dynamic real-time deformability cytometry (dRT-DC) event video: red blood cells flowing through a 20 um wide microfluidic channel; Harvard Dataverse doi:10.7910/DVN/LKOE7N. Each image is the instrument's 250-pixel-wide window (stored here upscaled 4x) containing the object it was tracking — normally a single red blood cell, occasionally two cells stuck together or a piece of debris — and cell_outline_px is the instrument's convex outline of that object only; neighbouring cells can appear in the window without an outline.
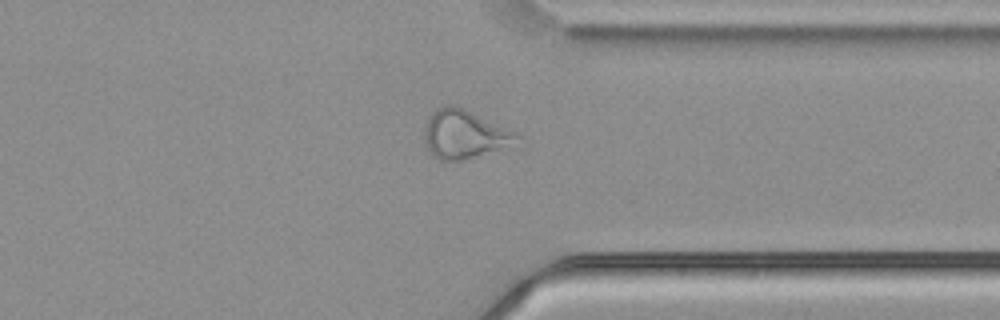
{"species": "common noctule bat (a hibernating species)", "species_latin": "Nyctalus noctula", "temperature_condition": "cold", "stored_images_in_passage": 54, "camera_frame_rate_fps": 3000, "um_per_image_px": 0.085, "animal": {"sex": "male", "body_mass_g": 21.5, "forearm_length_mm": 52.0}, "frame": {"image": 1, "passage_image": 42, "time_ms": 13.667, "image_size_px": [1000, 320], "cell_outline_px": [[524, 148], [460, 160], [440, 160], [432, 156], [424, 140], [424, 124], [428, 116], [436, 108], [444, 104], [456, 104], [520, 136]], "centroid_in_image_um": [39.57, 11.46], "position_along_channel_um": 371.8, "area_um2": 27.34}}
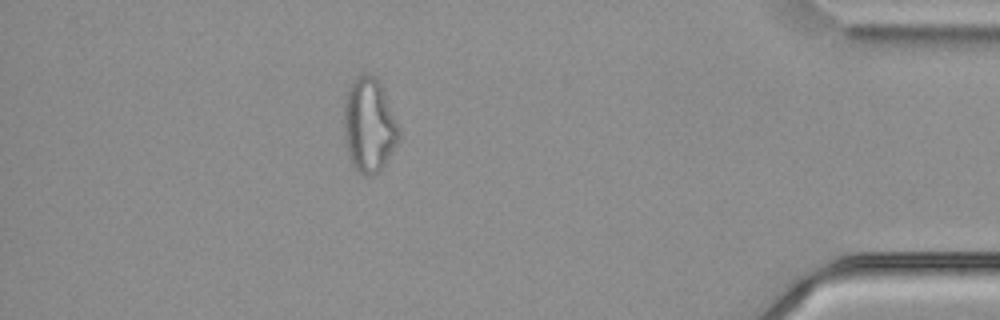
{"frame": {"image": 2, "passage_image": 48, "time_ms": 15.667, "image_size_px": [1000, 320], "cell_outline_px": [[400, 144], [384, 164], [372, 176], [364, 176], [356, 172], [352, 164], [348, 152], [344, 136], [344, 100], [348, 88], [352, 80], [360, 72], [368, 72], [380, 80], [400, 128]], "centroid_in_image_um": [31.39, 10.6], "position_along_channel_um": 403.8, "area_um2": 31.04}}